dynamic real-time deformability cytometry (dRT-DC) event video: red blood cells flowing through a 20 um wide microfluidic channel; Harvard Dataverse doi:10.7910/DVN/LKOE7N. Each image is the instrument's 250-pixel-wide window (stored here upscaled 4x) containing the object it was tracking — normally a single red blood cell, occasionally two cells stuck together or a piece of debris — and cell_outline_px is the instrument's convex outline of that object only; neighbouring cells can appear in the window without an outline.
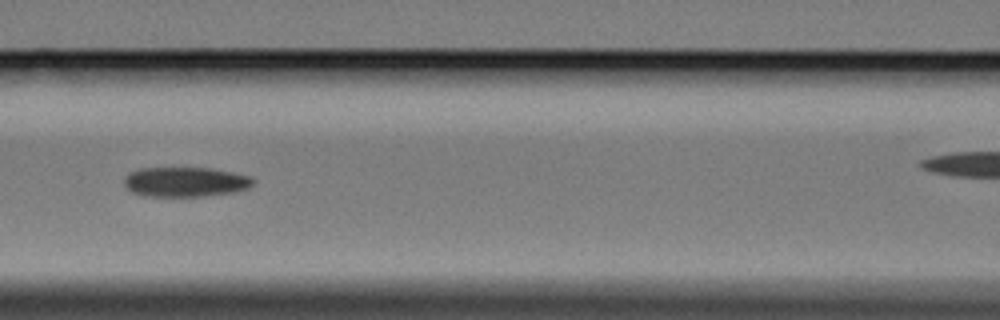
{"species": "Egyptian fruit bat (a non-hibernating species)", "species_latin": "Rousettus aegyptiacus", "temperature_condition": "cold", "stored_images_in_passage": 7, "camera_frame_rate_fps": 3000, "um_per_image_px": 0.085, "animal": {"sex": "female"}, "frame": {"image": 1, "passage_image": 4, "time_ms": 3.333, "image_size_px": [1000, 320], "cell_outline_px": [[256, 180], [248, 188], [236, 192], [204, 196], [144, 196], [132, 192], [124, 184], [124, 176], [128, 172], [140, 168], [208, 168], [232, 172], [248, 176]], "centroid_in_image_um": [15.73, 15.46], "position_along_channel_um": 150.9, "area_um2": 22.43}}
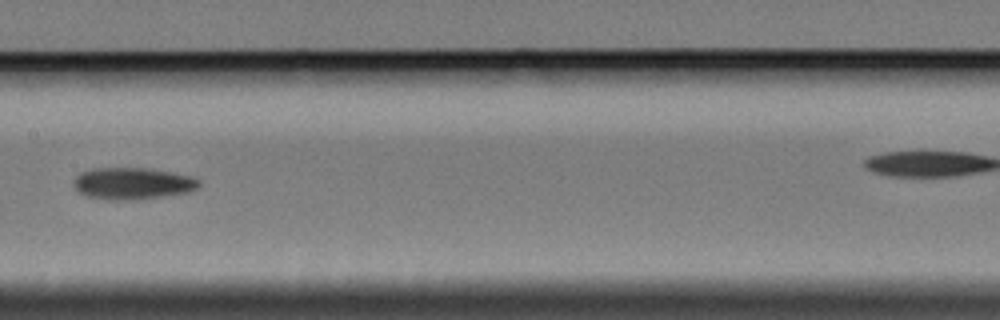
{"frame": {"image": 2, "passage_image": 5, "time_ms": 4.667, "image_size_px": [1000, 320], "cell_outline_px": [[200, 184], [196, 188], [188, 192], [136, 200], [108, 200], [84, 196], [76, 192], [72, 184], [72, 180], [80, 172], [92, 168], [152, 168], [192, 176], [200, 180]], "centroid_in_image_um": [11.2, 15.59], "position_along_channel_um": 196.2, "area_um2": 23.7}}